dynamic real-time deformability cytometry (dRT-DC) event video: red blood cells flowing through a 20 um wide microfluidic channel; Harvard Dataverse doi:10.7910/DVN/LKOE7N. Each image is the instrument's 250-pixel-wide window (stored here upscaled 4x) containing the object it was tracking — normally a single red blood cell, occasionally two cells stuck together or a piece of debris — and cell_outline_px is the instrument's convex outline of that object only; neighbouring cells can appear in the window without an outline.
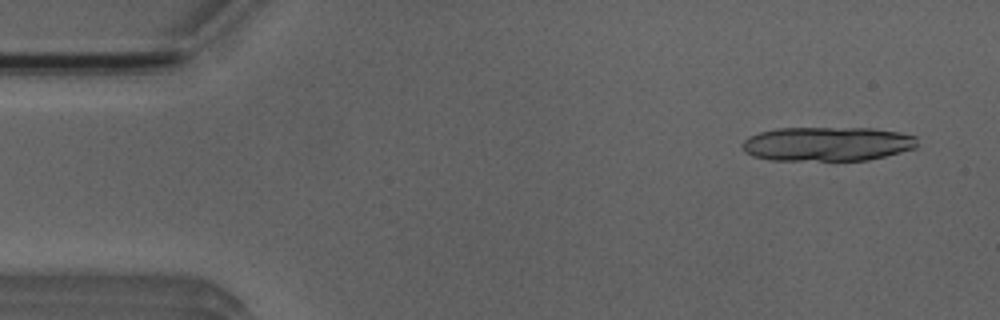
{"species": "Egyptian fruit bat (a non-hibernating species)", "species_latin": "Rousettus aegyptiacus", "temperature_condition": "room temperature", "stored_images_in_passage": 14, "camera_frame_rate_fps": 3000, "um_per_image_px": 0.085, "animal": {"sex": "male"}, "frame": {"image": 1, "passage_image": 3, "time_ms": 0.667, "image_size_px": [1000, 320], "cell_outline_px": [[916, 148], [868, 160], [772, 160], [752, 156], [744, 152], [740, 144], [748, 136], [760, 132], [776, 128], [872, 128], [900, 132], [916, 136]], "centroid_in_image_um": [70.28, 12.23], "position_along_channel_um": 14.7, "area_um2": 35.08}}